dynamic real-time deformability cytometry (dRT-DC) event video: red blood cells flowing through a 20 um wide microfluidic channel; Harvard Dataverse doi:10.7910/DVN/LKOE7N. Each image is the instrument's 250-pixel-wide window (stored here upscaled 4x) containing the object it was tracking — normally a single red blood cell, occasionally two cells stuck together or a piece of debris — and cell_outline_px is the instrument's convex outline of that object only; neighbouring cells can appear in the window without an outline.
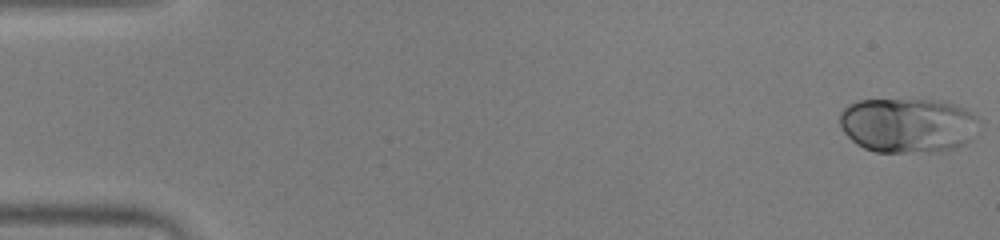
{"species": "human", "species_latin": "Homo sapiens", "temperature_condition": "warm", "stored_images_in_passage": 52, "camera_frame_rate_fps": 3000, "um_per_image_px": 0.085, "donor": {"sex": "male"}, "frame": {"image": 1, "passage_image": 1, "time_ms": 0.0, "image_size_px": [1000, 240], "cell_outline_px": [[980, 120], [968, 140], [964, 144], [956, 148], [936, 152], [876, 152], [864, 148], [856, 144], [840, 128], [840, 112], [848, 104], [860, 100], [932, 100], [952, 104], [964, 108], [972, 112]], "centroid_in_image_um": [77.13, 10.65], "position_along_channel_um": 7.9, "area_um2": 44.45}}
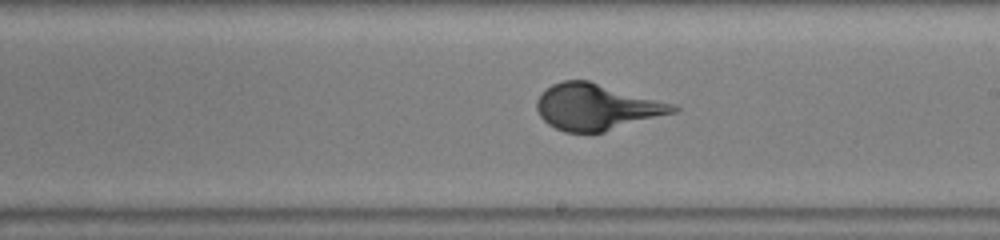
{"frame": {"image": 2, "passage_image": 30, "time_ms": 9.667, "image_size_px": [1000, 240], "cell_outline_px": [[680, 108], [676, 112], [604, 132], [564, 132], [548, 124], [540, 116], [536, 108], [536, 100], [552, 84], [564, 80], [588, 80], [676, 104]], "centroid_in_image_um": [50.73, 9.09], "position_along_channel_um": 238.3, "area_um2": 36.59}}
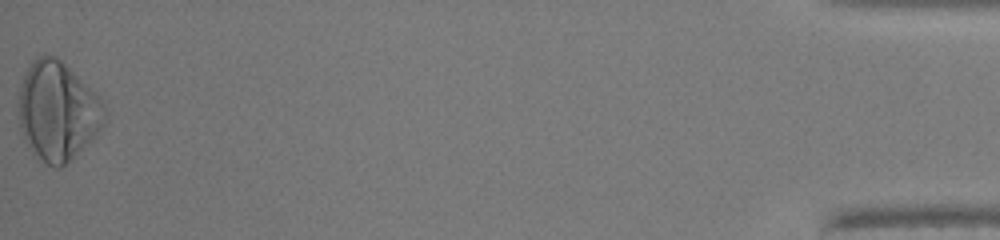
{"frame": {"image": 3, "passage_image": 52, "time_ms": 17.0, "image_size_px": [1000, 240], "cell_outline_px": [[104, 124], [96, 136], [60, 168], [56, 168], [36, 160], [24, 140], [20, 128], [20, 88], [24, 72], [36, 56], [44, 52], [56, 56], [104, 104]], "centroid_in_image_um": [4.85, 9.47], "position_along_channel_um": 430.4, "area_um2": 49.07}}